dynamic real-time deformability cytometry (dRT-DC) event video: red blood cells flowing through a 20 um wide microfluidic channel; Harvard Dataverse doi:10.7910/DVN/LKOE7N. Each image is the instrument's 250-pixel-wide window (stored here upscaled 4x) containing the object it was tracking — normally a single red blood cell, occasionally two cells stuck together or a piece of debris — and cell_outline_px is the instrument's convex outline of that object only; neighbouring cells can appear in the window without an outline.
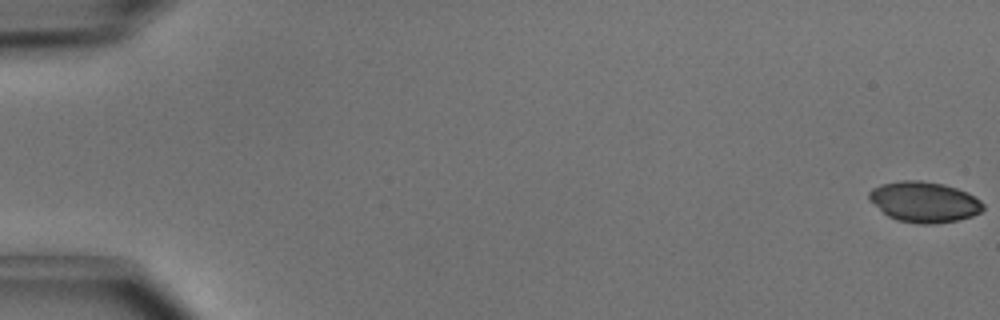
{"species": "common noctule bat (a hibernating species)", "species_latin": "Nyctalus noctula", "temperature_condition": "cold", "stored_images_in_passage": 50, "camera_frame_rate_fps": 3000, "um_per_image_px": 0.085, "animal": {"sex": "male", "body_mass_g": 15.6}, "frame": {"image": 1, "passage_image": 1, "time_ms": 0.0, "image_size_px": [1000, 320], "cell_outline_px": [[984, 208], [980, 212], [972, 216], [956, 220], [936, 224], [916, 224], [896, 220], [888, 216], [868, 200], [868, 192], [872, 188], [880, 184], [900, 180], [920, 180], [944, 184], [968, 192], [980, 200], [984, 204]], "centroid_in_image_um": [78.53, 17.16], "position_along_channel_um": 6.5, "area_um2": 27.28}}
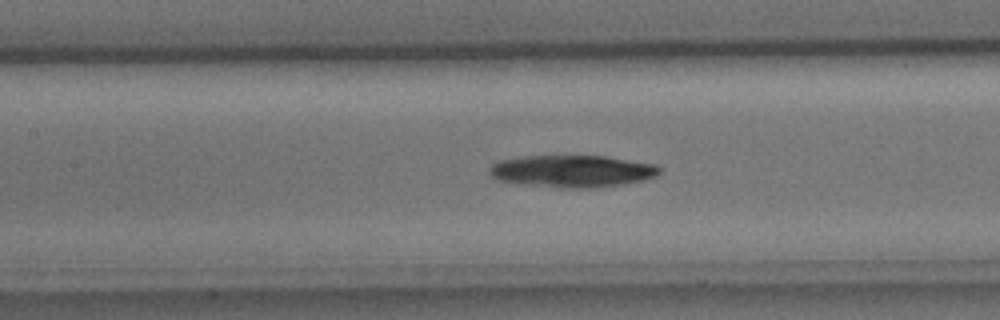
{"frame": {"image": 2, "passage_image": 24, "time_ms": 7.667, "image_size_px": [1000, 320], "cell_outline_px": [[660, 172], [656, 176], [644, 180], [620, 184], [588, 188], [560, 188], [516, 184], [496, 180], [488, 172], [488, 168], [496, 160], [524, 156], [608, 156], [656, 164], [660, 168]], "centroid_in_image_um": [48.57, 14.55], "position_along_channel_um": 158.8, "area_um2": 32.25}}
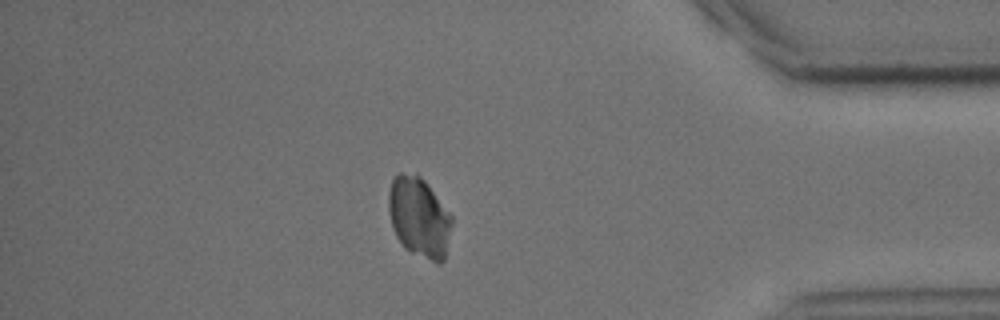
{"frame": {"image": 3, "passage_image": 44, "time_ms": 14.333, "image_size_px": [1000, 320], "cell_outline_px": [[452, 224], [444, 260], [440, 264], [412, 252], [404, 248], [396, 236], [392, 228], [388, 208], [388, 192], [392, 180], [400, 172], [416, 172], [424, 180], [452, 216]], "centroid_in_image_um": [35.6, 18.44], "position_along_channel_um": 399.6, "area_um2": 29.54}}